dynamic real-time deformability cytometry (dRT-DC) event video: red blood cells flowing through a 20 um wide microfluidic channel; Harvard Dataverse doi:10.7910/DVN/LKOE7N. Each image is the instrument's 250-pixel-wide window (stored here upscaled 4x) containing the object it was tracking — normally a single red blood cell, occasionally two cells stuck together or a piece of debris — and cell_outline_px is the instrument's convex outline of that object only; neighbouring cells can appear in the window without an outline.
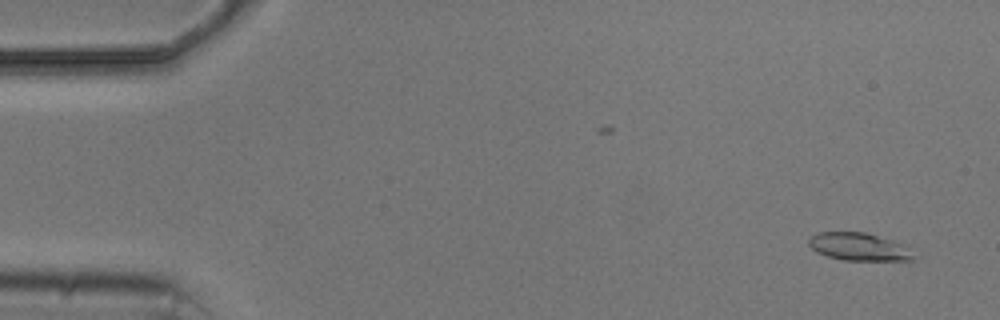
{"species": "common noctule bat (a hibernating species)", "species_latin": "Nyctalus noctula", "temperature_condition": "cold", "stored_images_in_passage": 4, "camera_frame_rate_fps": 3000, "um_per_image_px": 0.085, "animal": {"sex": "male", "body_mass_g": 20.5, "forearm_length_mm": 52.5}, "frame": {"image": 1, "passage_image": 1, "time_ms": 0.0, "image_size_px": [1000, 320], "cell_outline_px": [[916, 260], [844, 260], [828, 256], [816, 252], [808, 244], [808, 236], [816, 232], [864, 232], [892, 240], [900, 244]], "centroid_in_image_um": [72.88, 20.96], "position_along_channel_um": 12.1, "area_um2": 16.59}}